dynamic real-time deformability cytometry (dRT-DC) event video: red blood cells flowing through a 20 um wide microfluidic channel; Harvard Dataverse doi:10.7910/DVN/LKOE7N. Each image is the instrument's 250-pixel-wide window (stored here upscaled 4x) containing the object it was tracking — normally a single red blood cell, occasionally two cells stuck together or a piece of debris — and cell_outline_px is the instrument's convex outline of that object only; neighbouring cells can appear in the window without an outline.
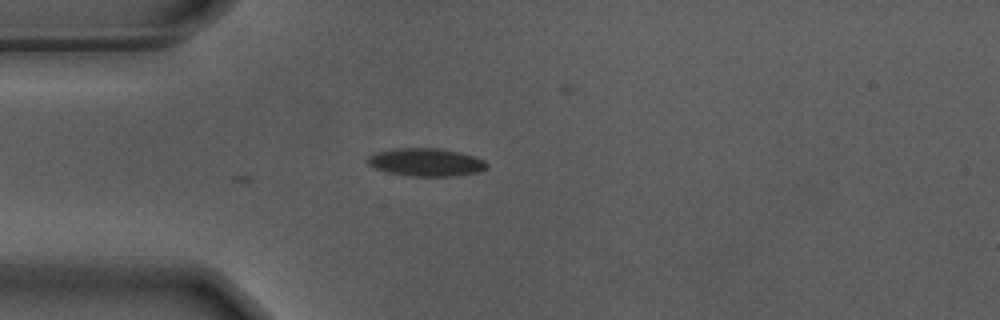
{"species": "Egyptian fruit bat (a non-hibernating species)", "species_latin": "Rousettus aegyptiacus", "temperature_condition": "warm", "stored_images_in_passage": 9, "camera_frame_rate_fps": 3000, "um_per_image_px": 0.085, "animal": {"sex": "male"}, "frame": {"image": 1, "passage_image": 1, "time_ms": 0.0, "image_size_px": [1000, 320], "cell_outline_px": [[488, 168], [480, 172], [452, 176], [408, 176], [388, 172], [376, 168], [368, 164], [368, 156], [376, 152], [396, 148], [440, 148], [460, 152], [484, 160], [488, 164]], "centroid_in_image_um": [36.24, 13.79], "position_along_channel_um": 48.8, "area_um2": 19.42}}
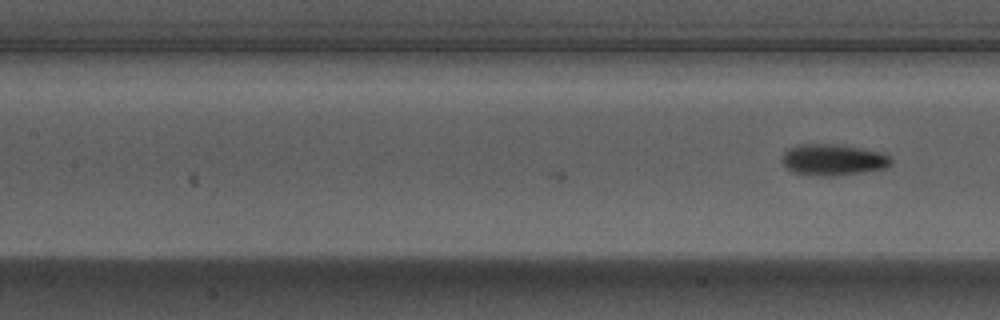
{"frame": {"image": 2, "passage_image": 9, "time_ms": 2.667, "image_size_px": [1000, 320], "cell_outline_px": [[892, 164], [884, 168], [864, 172], [832, 176], [816, 176], [792, 172], [780, 160], [784, 152], [788, 148], [800, 144], [836, 144], [860, 148], [880, 152], [888, 156], [892, 160]], "centroid_in_image_um": [70.78, 13.58], "position_along_channel_um": 136.6, "area_um2": 19.88}}